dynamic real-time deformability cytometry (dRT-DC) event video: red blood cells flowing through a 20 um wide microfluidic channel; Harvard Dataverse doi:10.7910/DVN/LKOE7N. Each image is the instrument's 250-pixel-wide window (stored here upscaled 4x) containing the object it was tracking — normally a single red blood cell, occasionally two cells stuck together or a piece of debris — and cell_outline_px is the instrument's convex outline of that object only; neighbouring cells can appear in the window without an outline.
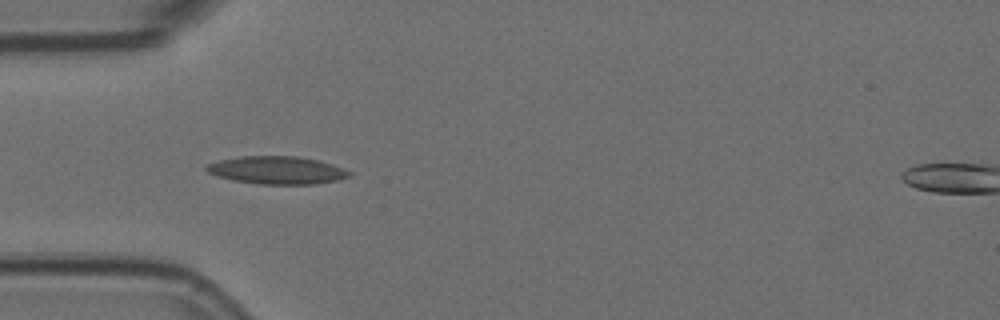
{"species": "Egyptian fruit bat (a non-hibernating species)", "species_latin": "Rousettus aegyptiacus", "temperature_condition": "room temperature", "stored_images_in_passage": 8, "camera_frame_rate_fps": 3000, "um_per_image_px": 0.085, "animal": {"sex": "female"}, "frame": {"image": 1, "passage_image": 4, "time_ms": 1.0, "image_size_px": [1000, 320], "cell_outline_px": [[352, 176], [336, 180], [316, 184], [256, 184], [232, 180], [216, 176], [208, 172], [204, 168], [208, 164], [220, 160], [240, 156], [296, 156], [316, 160], [332, 164], [352, 172]], "centroid_in_image_um": [23.53, 14.47], "position_along_channel_um": 61.5, "area_um2": 23.12}}
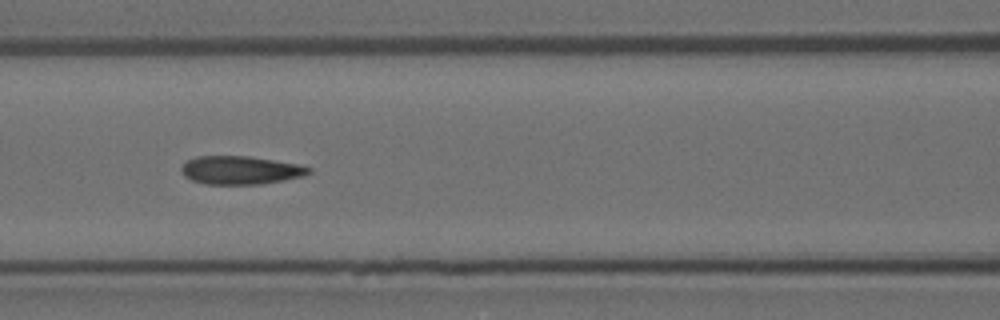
{"frame": {"image": 2, "passage_image": 6, "time_ms": 1.667, "image_size_px": [1000, 320], "cell_outline_px": [[312, 172], [304, 176], [284, 180], [260, 184], [204, 184], [192, 180], [184, 176], [180, 172], [180, 168], [188, 160], [196, 156], [248, 156], [296, 164], [312, 168]], "centroid_in_image_um": [20.42, 14.47], "position_along_channel_um": 146.2, "area_um2": 20.98}}
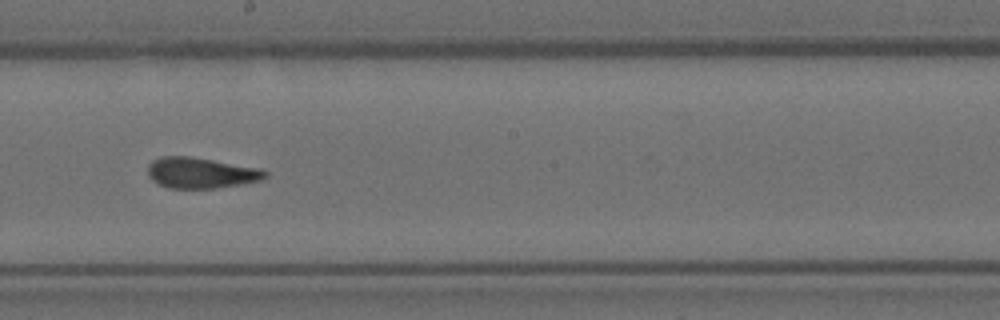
{"frame": {"image": 3, "passage_image": 8, "time_ms": 2.333, "image_size_px": [1000, 320], "cell_outline_px": [[268, 176], [264, 180], [216, 188], [168, 188], [152, 180], [148, 176], [148, 164], [152, 160], [160, 156], [192, 156], [260, 168], [268, 172]], "centroid_in_image_um": [17.09, 14.68], "position_along_channel_um": 231.1, "area_um2": 21.27}}